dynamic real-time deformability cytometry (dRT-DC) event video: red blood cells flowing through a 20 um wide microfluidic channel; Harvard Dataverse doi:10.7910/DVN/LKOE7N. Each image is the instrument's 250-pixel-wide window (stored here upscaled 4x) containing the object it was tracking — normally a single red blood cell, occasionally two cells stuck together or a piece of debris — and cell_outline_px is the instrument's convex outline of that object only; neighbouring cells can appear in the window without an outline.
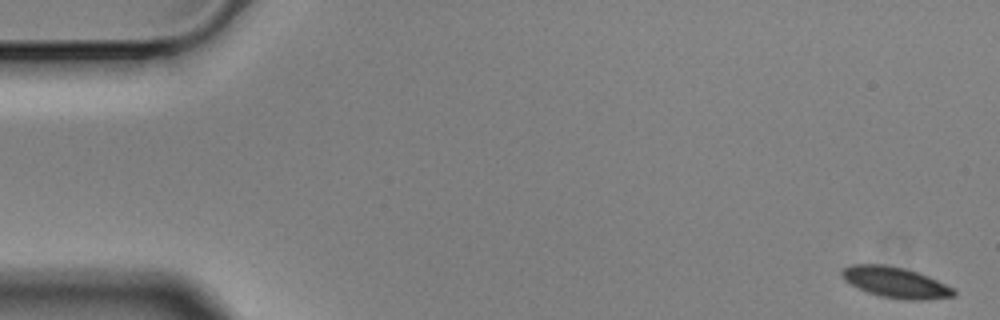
{"species": "Egyptian fruit bat (a non-hibernating species)", "species_latin": "Rousettus aegyptiacus", "temperature_condition": "cold", "stored_images_in_passage": 11, "camera_frame_rate_fps": 3000, "um_per_image_px": 0.085, "animal": {"sex": "male"}, "frame": {"image": 1, "passage_image": 1, "time_ms": 0.0, "image_size_px": [1000, 320], "cell_outline_px": [[956, 296], [924, 300], [904, 300], [880, 296], [868, 292], [844, 280], [840, 272], [844, 268], [852, 264], [884, 264], [904, 268], [928, 276], [956, 288]], "centroid_in_image_um": [76.17, 24.01], "position_along_channel_um": 8.8, "area_um2": 20.11}}
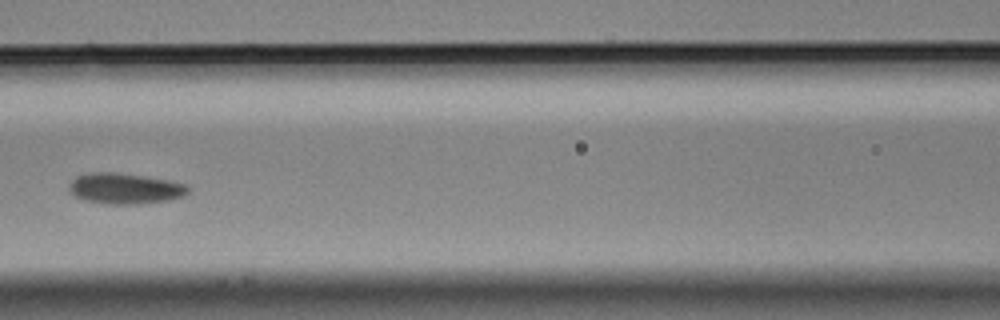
{"frame": {"image": 2, "passage_image": 7, "time_ms": 2.0, "image_size_px": [1000, 320], "cell_outline_px": [[188, 192], [184, 196], [168, 200], [136, 204], [104, 204], [84, 200], [72, 196], [68, 192], [68, 184], [76, 176], [92, 172], [116, 172], [144, 176], [168, 180], [184, 184], [188, 188]], "centroid_in_image_um": [10.54, 16.03], "position_along_channel_um": 156.1, "area_um2": 21.5}}
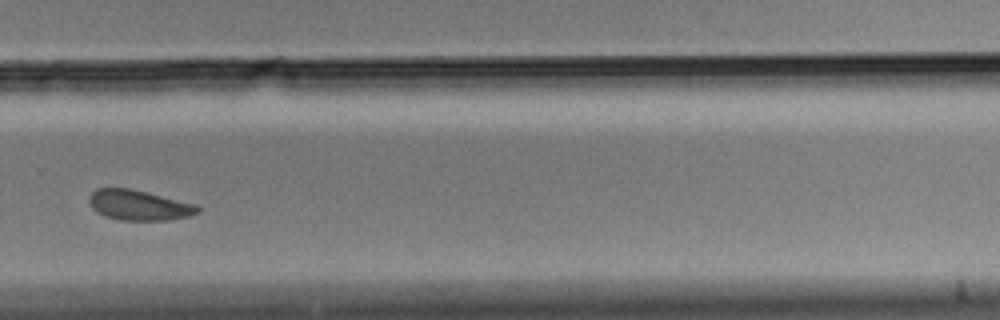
{"frame": {"image": 3, "passage_image": 11, "time_ms": 3.333, "image_size_px": [1000, 320], "cell_outline_px": [[200, 212], [188, 216], [168, 220], [120, 220], [104, 216], [96, 212], [92, 208], [88, 200], [92, 192], [96, 188], [128, 188], [196, 204], [200, 208]], "centroid_in_image_um": [11.78, 17.45], "position_along_channel_um": 318.0, "area_um2": 19.02}}